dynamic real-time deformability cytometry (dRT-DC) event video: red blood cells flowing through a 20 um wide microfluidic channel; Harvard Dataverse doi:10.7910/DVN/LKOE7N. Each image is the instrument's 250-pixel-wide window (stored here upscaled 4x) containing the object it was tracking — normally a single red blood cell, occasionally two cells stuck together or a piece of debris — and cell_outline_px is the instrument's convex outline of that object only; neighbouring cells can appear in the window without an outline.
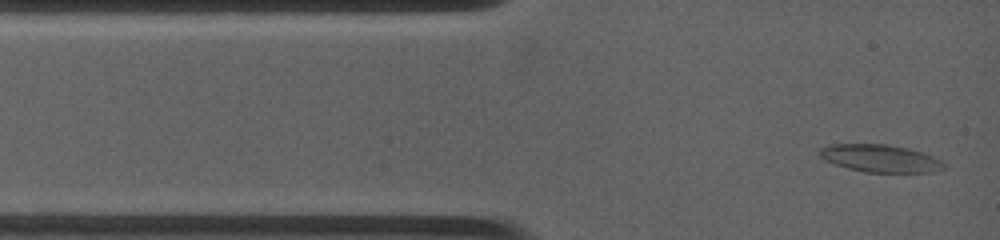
{"species": "common noctule bat (a hibernating species)", "species_latin": "Nyctalus noctula", "temperature_condition": "warm", "stored_images_in_passage": 26, "camera_frame_rate_fps": 4500, "um_per_image_px": 0.085, "animal": {"sex": "female", "body_mass_g": 19.0, "forearm_length_mm": 53.3}, "frame": {"image": 1, "passage_image": 1, "time_ms": 0.0, "image_size_px": [1000, 240], "cell_outline_px": [[944, 168], [932, 172], [864, 172], [848, 168], [824, 160], [816, 152], [820, 148], [828, 144], [884, 144], [908, 148], [932, 156], [940, 160], [944, 164]], "centroid_in_image_um": [74.76, 13.45], "position_along_channel_um": 10.2, "area_um2": 19.83}}
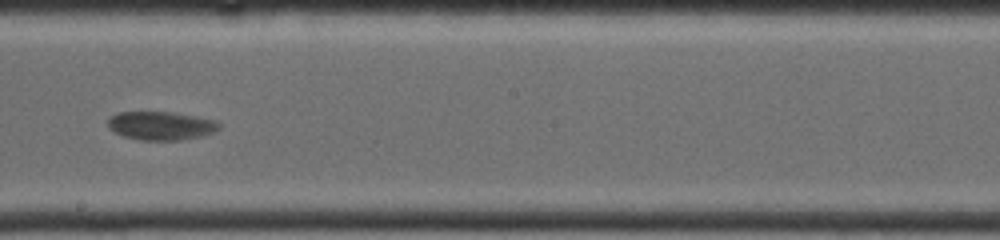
{"frame": {"image": 2, "passage_image": 12, "time_ms": 6.889, "image_size_px": [1000, 240], "cell_outline_px": [[220, 128], [212, 132], [200, 136], [180, 140], [140, 140], [124, 136], [108, 128], [108, 116], [116, 112], [168, 112], [196, 116], [216, 120], [220, 124]], "centroid_in_image_um": [13.65, 10.67], "position_along_channel_um": 234.6, "area_um2": 18.44}}
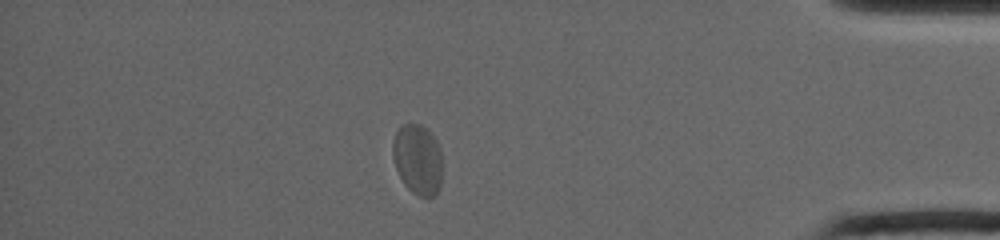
{"frame": {"image": 3, "passage_image": 23, "time_ms": 12.444, "image_size_px": [1000, 240], "cell_outline_px": [[440, 184], [436, 192], [428, 200], [412, 192], [404, 184], [396, 168], [392, 156], [392, 144], [396, 132], [400, 124], [420, 124], [428, 128], [432, 132], [440, 148]], "centroid_in_image_um": [35.48, 13.52], "position_along_channel_um": 399.7, "area_um2": 20.4}}